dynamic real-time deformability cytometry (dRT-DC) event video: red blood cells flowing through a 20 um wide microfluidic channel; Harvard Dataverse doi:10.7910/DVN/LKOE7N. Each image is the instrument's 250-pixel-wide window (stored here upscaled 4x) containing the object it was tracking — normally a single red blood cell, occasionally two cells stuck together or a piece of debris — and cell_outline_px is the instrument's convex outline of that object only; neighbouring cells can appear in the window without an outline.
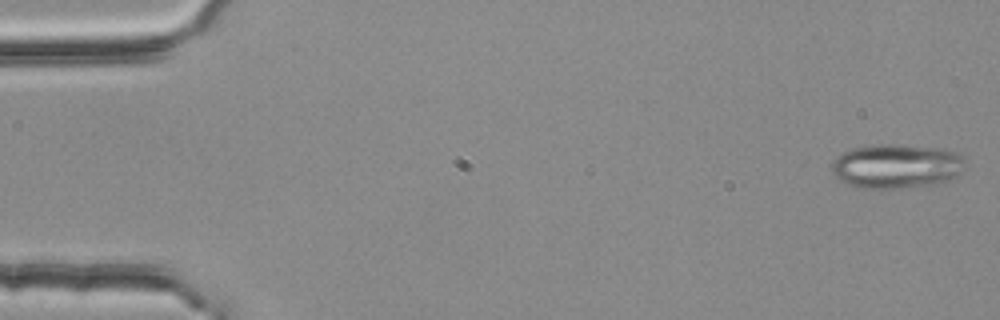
{"species": "common noctule bat (a hibernating species)", "species_latin": "Nyctalus noctula", "temperature_condition": "room temperature", "stored_images_in_passage": 54, "camera_frame_rate_fps": 3000, "um_per_image_px": 0.085, "animal": {"sex": "female", "body_mass_g": 25.1}, "frame": {"image": 1, "passage_image": 1, "time_ms": 0.0, "image_size_px": [1000, 320], "cell_outline_px": [[964, 168], [956, 176], [944, 180], [928, 184], [896, 188], [860, 188], [844, 184], [832, 172], [832, 160], [844, 152], [852, 148], [876, 144], [896, 144], [940, 148], [956, 152], [964, 160]], "centroid_in_image_um": [76.14, 14.11], "position_along_channel_um": 8.9, "area_um2": 34.16}}
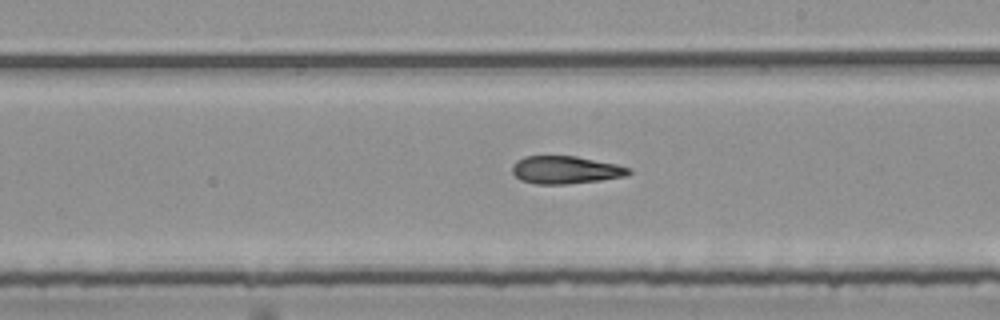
{"frame": {"image": 2, "passage_image": 31, "time_ms": 10.0, "image_size_px": [1000, 320], "cell_outline_px": [[632, 172], [628, 176], [600, 180], [564, 184], [536, 184], [520, 180], [512, 172], [512, 164], [516, 160], [524, 156], [576, 156], [616, 164], [632, 168]], "centroid_in_image_um": [48.08, 14.44], "position_along_channel_um": 240.9, "area_um2": 18.96}}
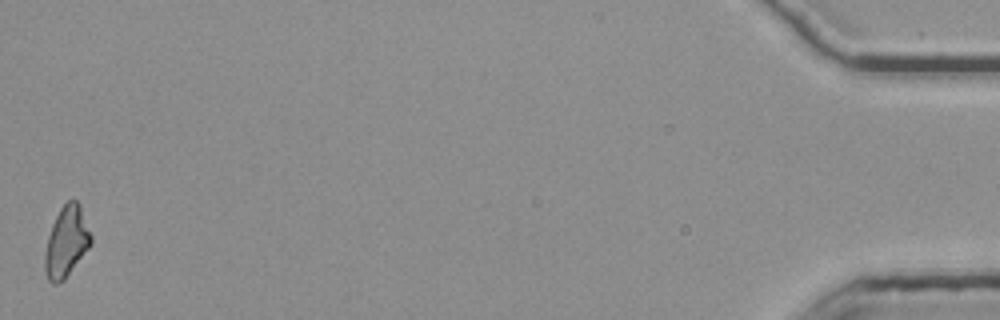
{"frame": {"image": 3, "passage_image": 54, "time_ms": 17.667, "image_size_px": [1000, 320], "cell_outline_px": [[92, 244], [64, 280], [56, 284], [52, 284], [48, 280], [44, 268], [44, 252], [48, 236], [52, 224], [60, 208], [68, 200], [76, 200], [80, 204], [92, 236]], "centroid_in_image_um": [5.64, 20.56], "position_along_channel_um": 429.6, "area_um2": 19.13}, "authors_computed_cell_mechanics": {"area_um2": 19.2185, "velocity_mm_per_s": 3.7537, "shape_relaxation_time_tau1_ms": 11.387, "shape_relaxation_time_tau2_ms": 2.8722, "deformation_change_tau1": 0.2408, "deformation_change_tau2": 0.1183}}